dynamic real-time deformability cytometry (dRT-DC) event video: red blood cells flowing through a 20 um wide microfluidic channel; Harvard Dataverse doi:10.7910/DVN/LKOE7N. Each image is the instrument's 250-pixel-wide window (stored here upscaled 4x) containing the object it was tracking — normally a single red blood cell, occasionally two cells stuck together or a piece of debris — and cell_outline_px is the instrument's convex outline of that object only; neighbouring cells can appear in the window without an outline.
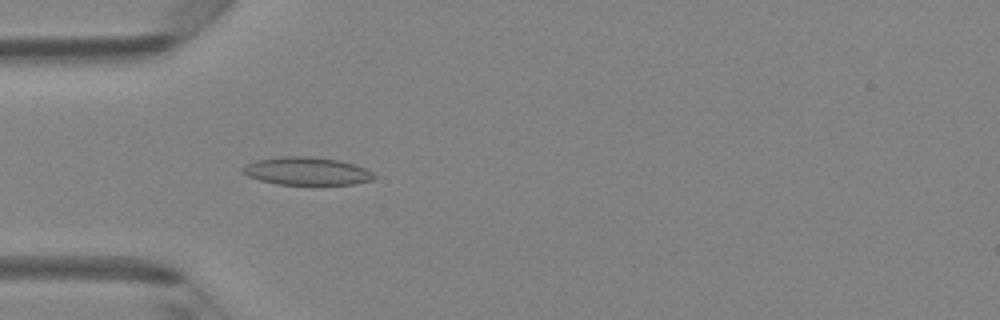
{"species": "Egyptian fruit bat (a non-hibernating species)", "species_latin": "Rousettus aegyptiacus", "temperature_condition": "room temperature", "stored_images_in_passage": 48, "camera_frame_rate_fps": 3000, "um_per_image_px": 0.085, "animal": {"sex": "female"}, "frame": {"image": 1, "passage_image": 15, "time_ms": 4.667, "image_size_px": [1000, 320], "cell_outline_px": [[376, 176], [372, 180], [352, 184], [316, 188], [312, 188], [276, 184], [260, 180], [248, 176], [244, 172], [244, 168], [248, 164], [256, 160], [280, 156], [308, 156], [340, 160], [364, 168], [372, 172]], "centroid_in_image_um": [26.12, 14.6], "position_along_channel_um": 58.9, "area_um2": 22.2}}
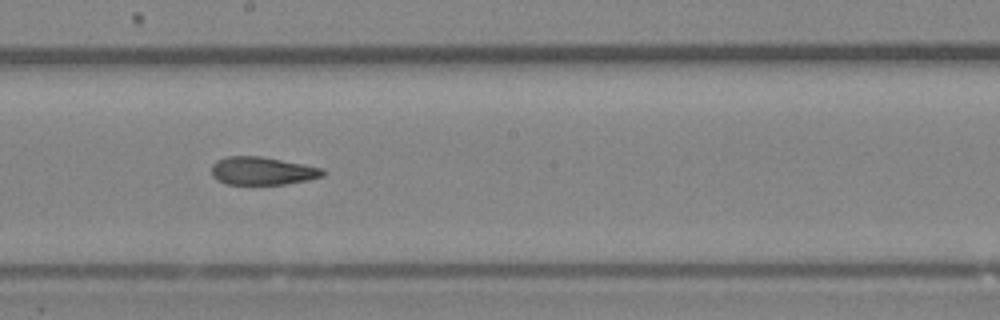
{"frame": {"image": 2, "passage_image": 27, "time_ms": 8.667, "image_size_px": [1000, 320], "cell_outline_px": [[324, 176], [308, 180], [284, 184], [224, 184], [216, 180], [212, 176], [212, 164], [216, 160], [228, 156], [260, 156], [304, 164], [324, 168]], "centroid_in_image_um": [22.28, 14.52], "position_along_channel_um": 225.9, "area_um2": 18.26}}
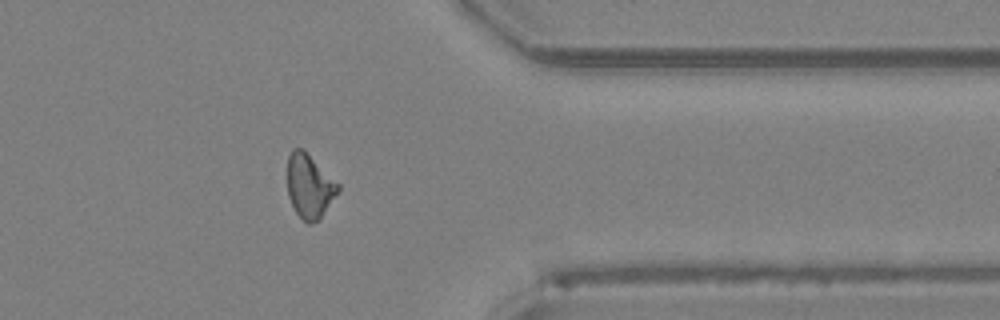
{"frame": {"image": 3, "passage_image": 39, "time_ms": 12.667, "image_size_px": [1000, 320], "cell_outline_px": [[340, 188], [320, 220], [308, 224], [296, 212], [288, 196], [288, 156], [292, 148], [304, 148], [340, 184]], "centroid_in_image_um": [26.32, 15.79], "position_along_channel_um": 385.1, "area_um2": 19.02}, "authors_computed_cell_mechanics": {"area_um2": 19.1896, "velocity_mm_per_s": 4.2733, "shape_relaxation_time_tau1_ms": 10.6388, "shape_relaxation_time_tau2_ms": 1.7696, "deformation_change_tau1": 0.242, "deformation_change_tau2": 0.0944}}